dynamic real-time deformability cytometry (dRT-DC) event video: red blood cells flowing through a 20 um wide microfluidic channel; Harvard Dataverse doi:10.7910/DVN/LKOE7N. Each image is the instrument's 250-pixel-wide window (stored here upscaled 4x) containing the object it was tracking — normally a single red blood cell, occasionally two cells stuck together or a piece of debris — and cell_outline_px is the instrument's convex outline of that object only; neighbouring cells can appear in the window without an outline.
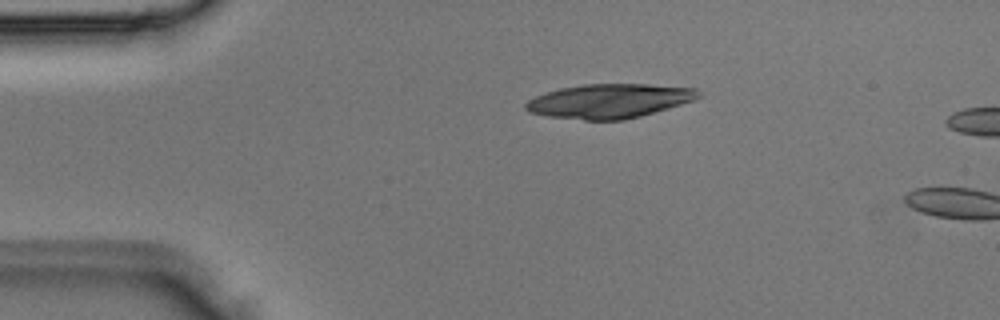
{"species": "Egyptian fruit bat (a non-hibernating species)", "species_latin": "Rousettus aegyptiacus", "temperature_condition": "room temperature", "stored_images_in_passage": 2, "camera_frame_rate_fps": 3000, "um_per_image_px": 0.085, "animal": {"sex": "male"}, "frame": {"image": 1, "passage_image": 1, "time_ms": 0.0, "image_size_px": [1000, 320], "cell_outline_px": [[700, 96], [692, 100], [680, 104], [640, 116], [624, 120], [584, 120], [548, 116], [528, 112], [524, 108], [524, 104], [528, 100], [536, 96], [560, 88], [584, 84], [648, 84], [696, 88], [700, 92]], "centroid_in_image_um": [51.75, 8.58], "position_along_channel_um": 33.2, "area_um2": 34.22}}